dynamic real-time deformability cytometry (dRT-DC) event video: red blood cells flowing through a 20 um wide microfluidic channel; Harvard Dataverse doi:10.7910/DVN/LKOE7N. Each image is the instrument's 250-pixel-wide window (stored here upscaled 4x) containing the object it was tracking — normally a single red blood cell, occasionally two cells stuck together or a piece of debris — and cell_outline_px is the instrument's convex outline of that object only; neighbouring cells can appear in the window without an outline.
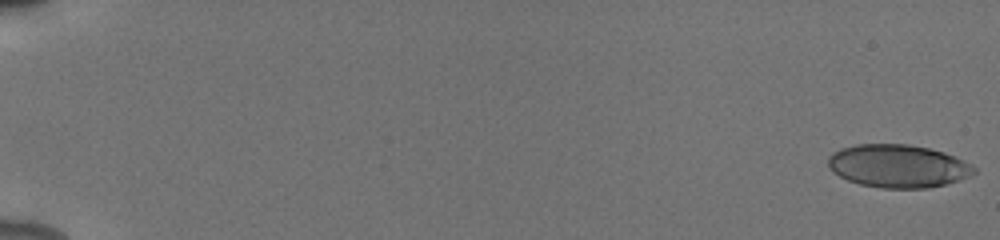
{"species": "human", "species_latin": "Homo sapiens", "temperature_condition": "cold", "stored_images_in_passage": 54, "camera_frame_rate_fps": 3000, "um_per_image_px": 0.085, "donor": {"sex": "male"}, "frame": {"image": 1, "passage_image": 1, "time_ms": 0.0, "image_size_px": [1000, 240], "cell_outline_px": [[976, 172], [972, 176], [948, 184], [928, 188], [880, 188], [860, 184], [848, 180], [832, 172], [828, 168], [828, 156], [832, 152], [840, 148], [856, 144], [908, 144], [928, 148], [944, 152], [956, 156], [972, 164], [976, 168]], "centroid_in_image_um": [76.35, 14.11], "position_along_channel_um": 8.7, "area_um2": 37.05}}
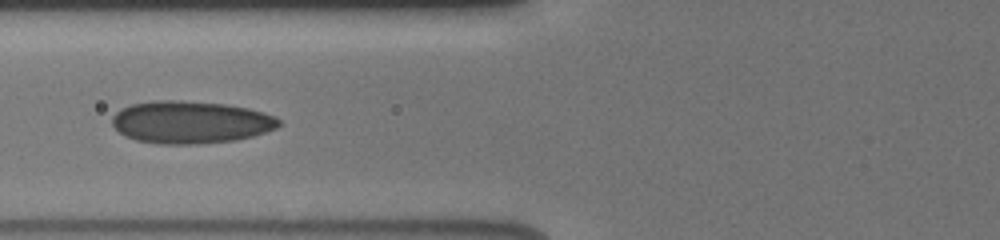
{"frame": {"image": 2, "passage_image": 24, "time_ms": 7.667, "image_size_px": [1000, 240], "cell_outline_px": [[280, 124], [276, 128], [252, 136], [236, 140], [196, 144], [160, 144], [136, 140], [124, 136], [112, 124], [112, 116], [120, 108], [132, 104], [152, 100], [180, 100], [224, 104], [248, 108], [264, 112], [276, 116], [280, 120]], "centroid_in_image_um": [16.18, 10.38], "position_along_channel_um": 109.6, "area_um2": 41.38}}
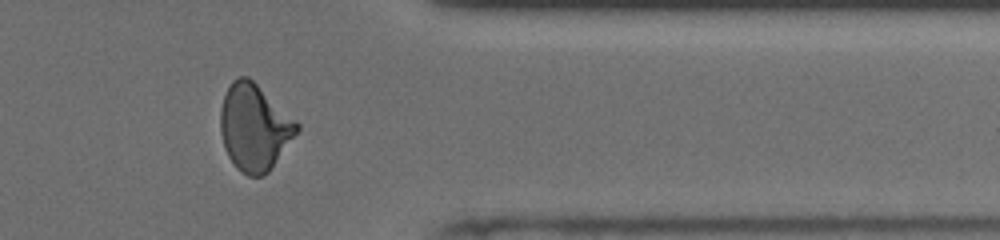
{"frame": {"image": 3, "passage_image": 46, "time_ms": 15.0, "image_size_px": [1000, 240], "cell_outline_px": [[300, 128], [268, 172], [264, 176], [248, 176], [236, 168], [228, 156], [224, 148], [220, 132], [220, 108], [224, 96], [232, 80], [240, 76], [248, 76], [296, 120], [300, 124]], "centroid_in_image_um": [21.6, 10.83], "position_along_channel_um": 389.8, "area_um2": 38.32}, "authors_computed_cell_mechanics": {"area_um2": 37.5122, "velocity_mm_per_s": 3.9268, "shape_relaxation_time_tau1_ms": 9.0138, "shape_relaxation_time_tau2_ms": 1.1536, "deformation_change_tau1": 0.232, "deformation_change_tau2": 0.0874}}